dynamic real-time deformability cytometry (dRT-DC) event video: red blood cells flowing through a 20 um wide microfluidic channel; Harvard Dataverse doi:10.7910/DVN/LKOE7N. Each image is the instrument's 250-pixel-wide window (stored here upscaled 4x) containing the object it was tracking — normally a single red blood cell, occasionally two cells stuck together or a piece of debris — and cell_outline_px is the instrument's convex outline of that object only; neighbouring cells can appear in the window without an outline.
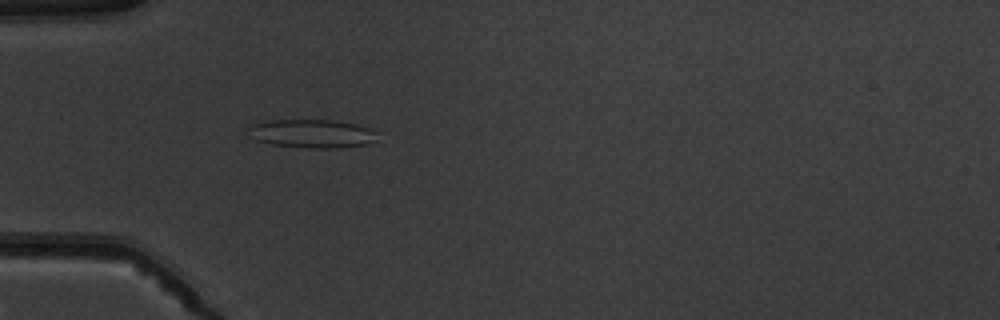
{"species": "common noctule bat (a hibernating species)", "species_latin": "Nyctalus noctula", "temperature_condition": "warm", "stored_images_in_passage": 5, "camera_frame_rate_fps": 3000, "um_per_image_px": 0.085, "animal": {"sex": "male", "body_mass_g": 19.5, "forearm_length_mm": 54.6}, "frame": {"image": 1, "passage_image": 5, "time_ms": 4.667, "image_size_px": [1000, 320], "cell_outline_px": [[376, 140], [368, 144], [340, 148], [308, 148], [272, 144], [256, 140], [248, 128], [264, 120], [332, 120], [356, 124], [368, 128], [376, 132]], "centroid_in_image_um": [26.56, 11.36], "position_along_channel_um": 58.4, "area_um2": 21.21}}